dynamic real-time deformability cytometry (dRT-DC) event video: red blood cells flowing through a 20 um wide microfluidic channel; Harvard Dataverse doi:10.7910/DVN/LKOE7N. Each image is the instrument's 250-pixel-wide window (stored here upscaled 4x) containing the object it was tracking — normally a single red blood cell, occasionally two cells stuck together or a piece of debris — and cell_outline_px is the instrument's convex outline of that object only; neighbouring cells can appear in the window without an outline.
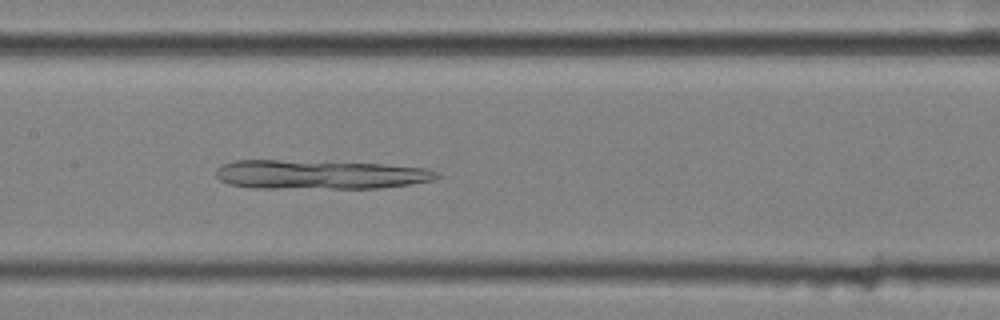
{"species": "common noctule bat (a hibernating species)", "species_latin": "Nyctalus noctula", "temperature_condition": "cold", "stored_images_in_passage": 56, "camera_frame_rate_fps": 3000, "um_per_image_px": 0.085, "animal": {"sex": "female", "body_mass_g": 25.1}, "frame": {"image": 1, "passage_image": 28, "time_ms": 9.0, "image_size_px": [1000, 320], "cell_outline_px": [[440, 176], [436, 180], [380, 188], [252, 188], [228, 184], [220, 180], [216, 176], [216, 168], [220, 164], [236, 160], [276, 160], [384, 164], [428, 168], [436, 172]], "centroid_in_image_um": [27.15, 14.84], "position_along_channel_um": 180.3, "area_um2": 37.57}}
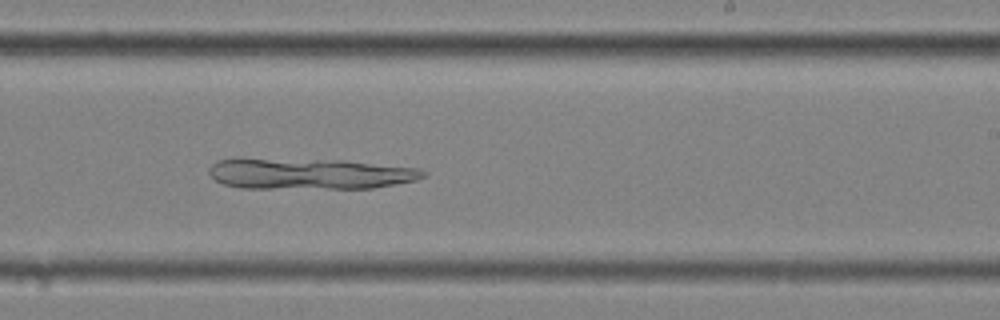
{"frame": {"image": 2, "passage_image": 35, "time_ms": 11.333, "image_size_px": [1000, 320], "cell_outline_px": [[428, 176], [416, 180], [396, 184], [372, 188], [240, 188], [224, 184], [216, 180], [208, 172], [208, 168], [216, 160], [240, 156], [340, 160], [420, 168], [428, 172]], "centroid_in_image_um": [26.24, 14.73], "position_along_channel_um": 262.8, "area_um2": 39.82}}
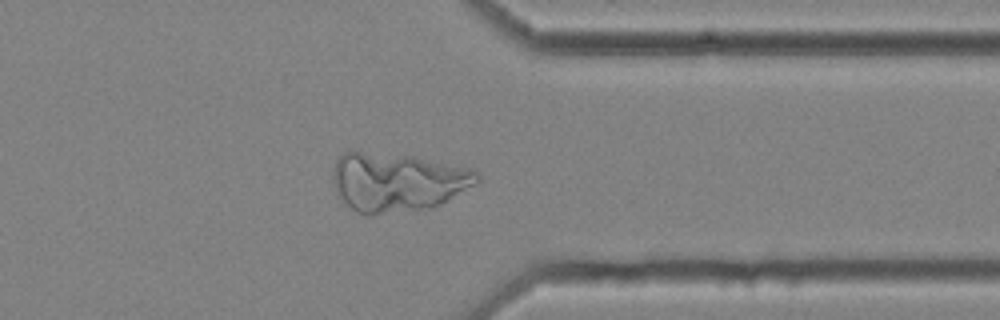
{"frame": {"image": 3, "passage_image": 45, "time_ms": 14.667, "image_size_px": [1000, 320], "cell_outline_px": [[480, 180], [440, 204], [432, 208], [372, 216], [368, 216], [356, 212], [344, 204], [336, 192], [332, 180], [332, 172], [336, 160], [344, 152], [352, 148], [412, 156], [476, 168], [480, 176]], "centroid_in_image_um": [33.72, 15.45], "position_along_channel_um": 377.7, "area_um2": 50.69}}